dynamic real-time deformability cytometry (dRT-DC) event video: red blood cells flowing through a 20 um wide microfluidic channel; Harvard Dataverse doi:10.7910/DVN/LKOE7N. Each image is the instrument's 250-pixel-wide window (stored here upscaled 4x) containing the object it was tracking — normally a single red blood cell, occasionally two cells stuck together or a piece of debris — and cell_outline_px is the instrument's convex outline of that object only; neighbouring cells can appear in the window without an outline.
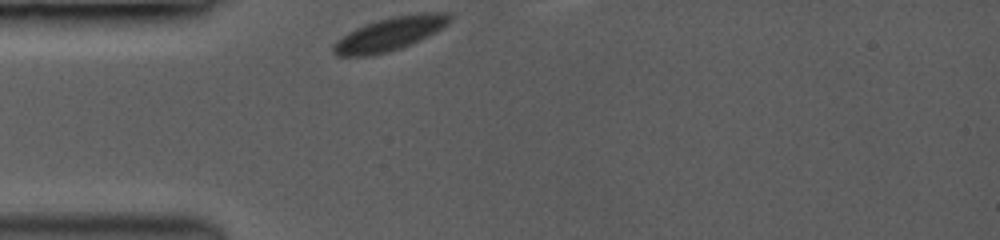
{"species": "common noctule bat (a hibernating species)", "species_latin": "Nyctalus noctula", "temperature_condition": "room temperature", "stored_images_in_passage": 10, "camera_frame_rate_fps": 3500, "um_per_image_px": 0.085, "animal": {"sex": "female", "body_mass_g": 19.0, "forearm_length_mm": 53.3}, "frame": {"image": 1, "passage_image": 1, "time_ms": 0.0, "image_size_px": [1000, 240], "cell_outline_px": [[452, 20], [448, 24], [436, 32], [412, 44], [388, 52], [368, 56], [336, 56], [332, 52], [332, 44], [336, 40], [348, 32], [364, 24], [392, 16], [420, 12], [452, 12]], "centroid_in_image_um": [33.15, 2.87], "position_along_channel_um": 51.8, "area_um2": 23.06}}
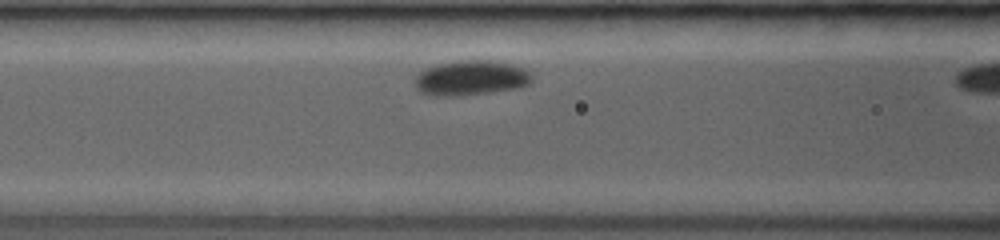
{"frame": {"image": 2, "passage_image": 9, "time_ms": 2.286, "image_size_px": [1000, 240], "cell_outline_px": [[532, 80], [528, 84], [512, 88], [484, 92], [420, 92], [416, 88], [416, 76], [420, 72], [436, 64], [456, 60], [488, 60], [512, 64], [524, 68], [532, 76]], "centroid_in_image_um": [40.09, 6.53], "position_along_channel_um": 126.5, "area_um2": 22.2}}